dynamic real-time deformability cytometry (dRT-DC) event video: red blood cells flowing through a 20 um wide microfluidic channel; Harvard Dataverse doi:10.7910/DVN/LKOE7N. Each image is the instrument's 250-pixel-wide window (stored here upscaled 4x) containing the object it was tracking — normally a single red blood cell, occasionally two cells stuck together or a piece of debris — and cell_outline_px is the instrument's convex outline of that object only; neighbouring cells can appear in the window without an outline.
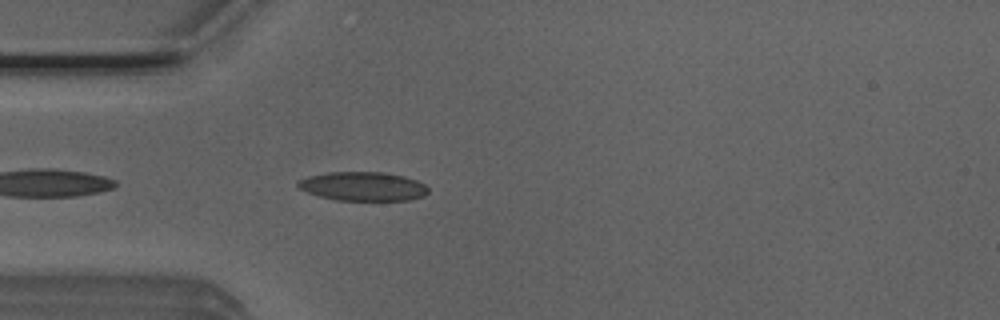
{"species": "Egyptian fruit bat (a non-hibernating species)", "species_latin": "Rousettus aegyptiacus", "temperature_condition": "room temperature", "stored_images_in_passage": 39, "camera_frame_rate_fps": 3000, "um_per_image_px": 0.085, "animal": {"sex": "male"}, "frame": {"image": 1, "passage_image": 2, "time_ms": 0.333, "image_size_px": [1000, 320], "cell_outline_px": [[428, 192], [424, 196], [408, 200], [336, 200], [320, 196], [308, 192], [300, 188], [296, 184], [296, 180], [308, 176], [328, 172], [384, 172], [404, 176], [416, 180], [424, 184], [428, 188]], "centroid_in_image_um": [30.84, 15.83], "position_along_channel_um": 54.2, "area_um2": 21.96}}
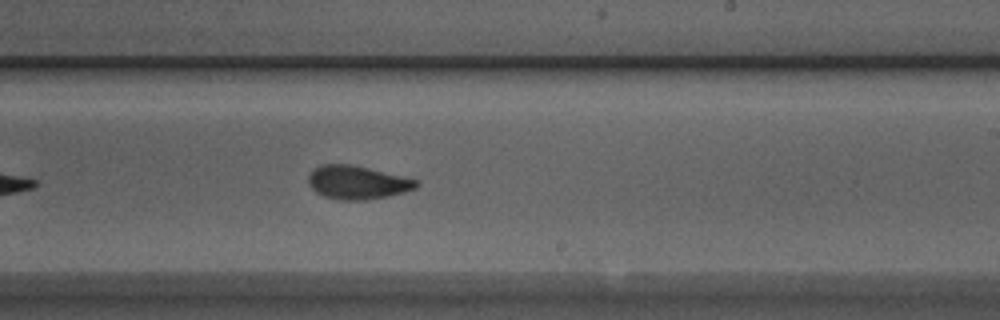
{"frame": {"image": 2, "passage_image": 18, "time_ms": 5.667, "image_size_px": [1000, 320], "cell_outline_px": [[420, 184], [416, 188], [404, 192], [388, 196], [364, 200], [340, 200], [324, 196], [316, 192], [308, 184], [308, 176], [312, 168], [320, 164], [352, 164], [420, 180]], "centroid_in_image_um": [30.37, 15.49], "position_along_channel_um": 258.6, "area_um2": 21.27}}
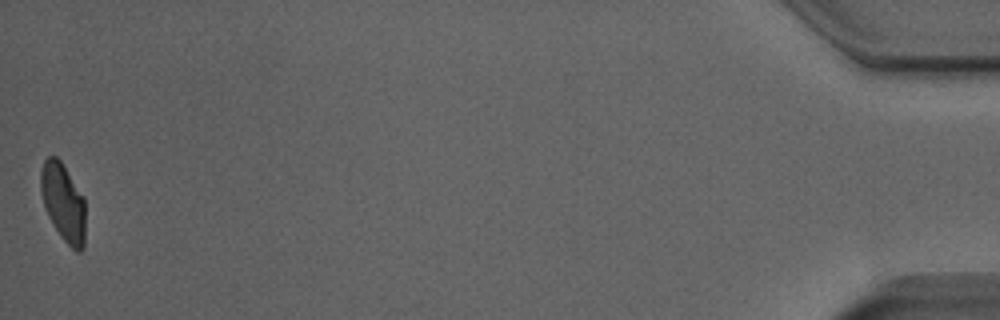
{"frame": {"image": 3, "passage_image": 39, "time_ms": 12.667, "image_size_px": [1000, 320], "cell_outline_px": [[84, 248], [80, 252], [76, 252], [60, 236], [48, 216], [44, 204], [40, 188], [40, 172], [44, 160], [48, 156], [56, 156], [60, 160], [84, 196]], "centroid_in_image_um": [5.37, 17.19], "position_along_channel_um": 429.8, "area_um2": 20.23}, "authors_computed_cell_mechanics": {"area_um2": 21.1548, "velocity_mm_per_s": 3.9279, "shape_relaxation_time_tau1_ms": 3.3111, "shape_relaxation_time_tau2_ms": 1.984, "deformation_change_tau1": 0.1256, "deformation_change_tau2": 0.0606}}